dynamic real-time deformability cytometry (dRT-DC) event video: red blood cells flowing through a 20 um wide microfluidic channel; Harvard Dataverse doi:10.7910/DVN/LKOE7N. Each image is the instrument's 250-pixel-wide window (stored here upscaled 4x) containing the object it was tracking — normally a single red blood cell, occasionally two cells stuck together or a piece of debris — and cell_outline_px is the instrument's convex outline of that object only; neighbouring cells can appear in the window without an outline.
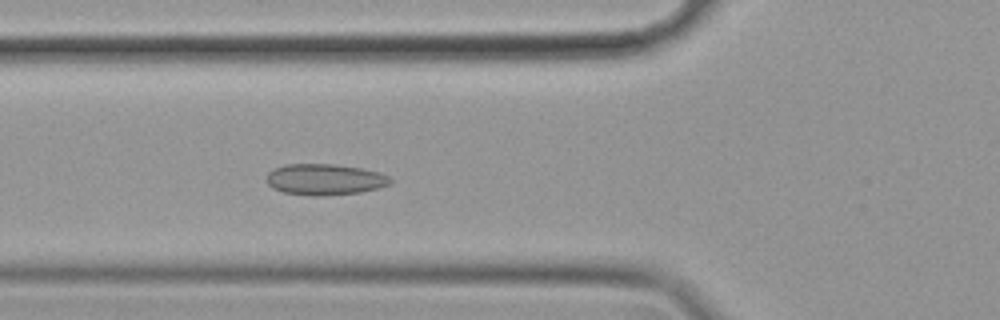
{"species": "common noctule bat (a hibernating species)", "species_latin": "Nyctalus noctula", "temperature_condition": "cold", "stored_images_in_passage": 53, "camera_frame_rate_fps": 3000, "um_per_image_px": 0.085, "animal": {"sex": "female", "body_mass_g": 19.9}, "frame": {"image": 1, "passage_image": 21, "time_ms": 6.667, "image_size_px": [1000, 320], "cell_outline_px": [[392, 180], [388, 184], [380, 188], [360, 192], [324, 196], [312, 196], [284, 192], [272, 188], [268, 184], [268, 172], [284, 164], [332, 164], [360, 168], [380, 172], [388, 176]], "centroid_in_image_um": [27.61, 15.26], "position_along_channel_um": 98.2, "area_um2": 22.37}}
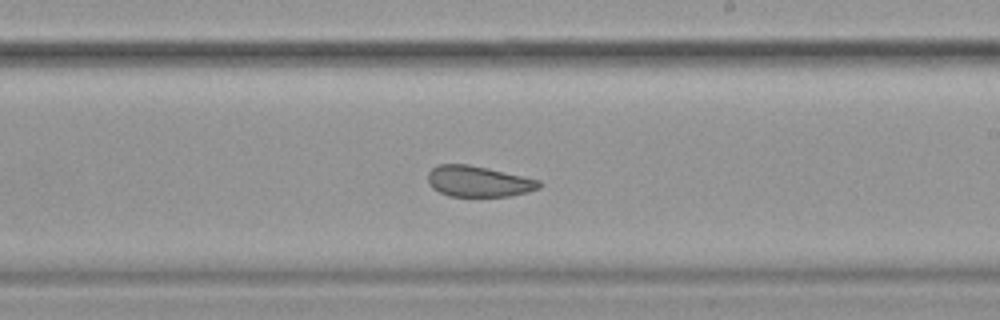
{"frame": {"image": 2, "passage_image": 34, "time_ms": 11.0, "image_size_px": [1000, 320], "cell_outline_px": [[544, 184], [540, 188], [528, 192], [512, 196], [448, 196], [432, 188], [428, 184], [428, 172], [432, 168], [440, 164], [468, 164], [488, 168], [540, 180]], "centroid_in_image_um": [40.69, 15.42], "position_along_channel_um": 248.3, "area_um2": 20.17}}
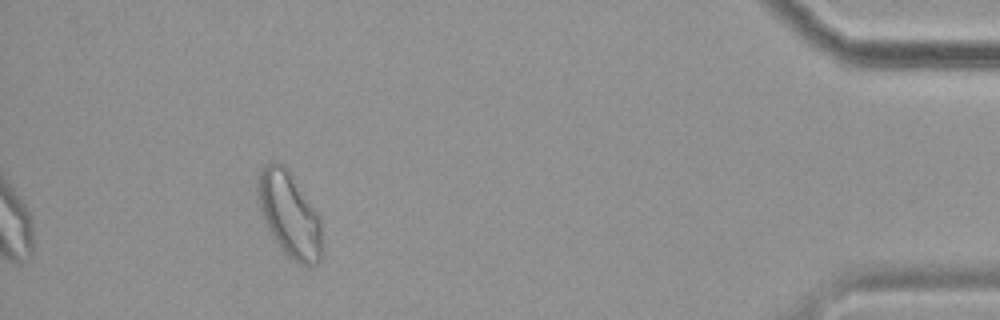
{"frame": {"image": 3, "passage_image": 53, "time_ms": 17.333, "image_size_px": [1000, 320], "cell_outline_px": [[324, 252], [320, 260], [316, 264], [300, 264], [292, 260], [284, 252], [276, 240], [260, 208], [256, 196], [256, 184], [260, 168], [264, 164], [272, 160], [276, 160], [284, 164], [288, 168], [320, 216], [324, 244]], "centroid_in_image_um": [24.63, 18.18], "position_along_channel_um": 410.6, "area_um2": 32.31}, "authors_computed_cell_mechanics": {"area_um2": 23.7558, "velocity_mm_per_s": 3.467, "shape_relaxation_time_tau1_ms": null, "shape_relaxation_time_tau2_ms": 2.3534, "deformation_change_tau1": null, "deformation_change_tau2": 0.0767}}